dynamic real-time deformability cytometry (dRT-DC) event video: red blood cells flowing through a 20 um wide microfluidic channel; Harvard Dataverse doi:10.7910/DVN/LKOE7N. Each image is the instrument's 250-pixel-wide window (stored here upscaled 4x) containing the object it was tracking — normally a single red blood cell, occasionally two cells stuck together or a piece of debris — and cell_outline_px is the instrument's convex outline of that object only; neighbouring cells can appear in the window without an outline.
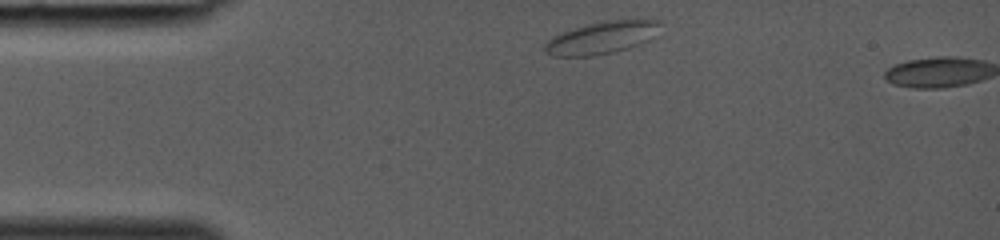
{"species": "common noctule bat (a hibernating species)", "species_latin": "Nyctalus noctula", "temperature_condition": "room temperature", "stored_images_in_passage": 2, "camera_frame_rate_fps": 3000, "um_per_image_px": 0.085, "animal": {"sex": "female", "body_mass_g": 19.0, "forearm_length_mm": 53.3}, "frame": {"image": 1, "passage_image": 1, "time_ms": 0.0, "image_size_px": [1000, 240], "cell_outline_px": [[660, 24], [648, 40], [640, 44], [616, 52], [596, 56], [552, 56], [544, 52], [544, 44], [548, 40], [564, 32], [588, 24], [604, 20], [660, 20]], "centroid_in_image_um": [51.11, 3.23], "position_along_channel_um": 33.9, "area_um2": 21.39}}